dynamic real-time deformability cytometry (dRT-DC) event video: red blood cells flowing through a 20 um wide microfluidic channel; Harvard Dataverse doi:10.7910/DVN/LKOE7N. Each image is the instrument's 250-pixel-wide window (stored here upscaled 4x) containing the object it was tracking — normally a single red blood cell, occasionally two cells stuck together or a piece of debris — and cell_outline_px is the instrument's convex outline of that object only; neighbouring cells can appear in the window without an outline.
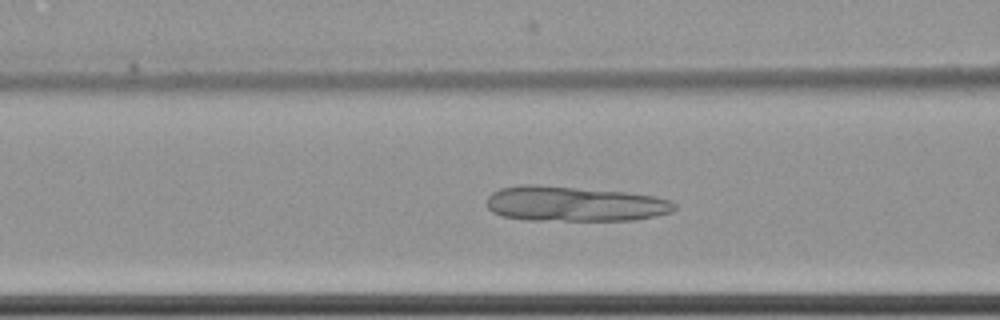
{"species": "common noctule bat (a hibernating species)", "species_latin": "Nyctalus noctula", "temperature_condition": "cold", "stored_images_in_passage": 51, "camera_frame_rate_fps": 3000, "um_per_image_px": 0.085, "animal": {"sex": "female", "body_mass_g": 22.7, "forearm_length_mm": 54.2}, "frame": {"image": 1, "passage_image": 22, "time_ms": 7.0, "image_size_px": [1000, 320], "cell_outline_px": [[676, 208], [672, 212], [656, 216], [632, 220], [528, 220], [504, 216], [492, 212], [488, 208], [488, 196], [492, 192], [500, 188], [520, 184], [536, 184], [628, 192], [656, 196], [668, 200], [676, 204]], "centroid_in_image_um": [48.83, 17.32], "position_along_channel_um": 117.8, "area_um2": 38.55}}
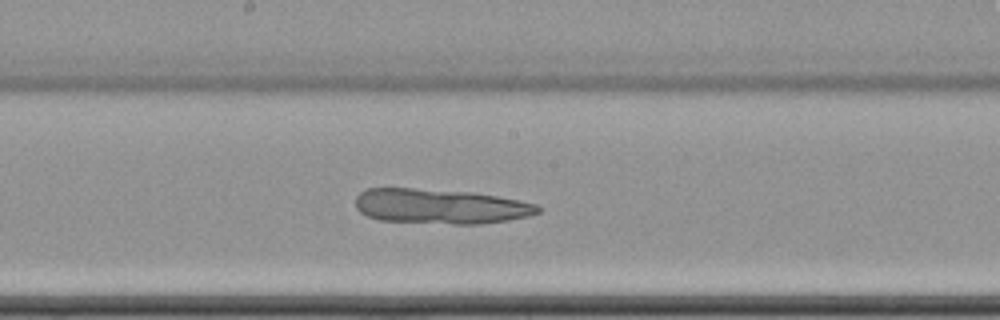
{"frame": {"image": 2, "passage_image": 30, "time_ms": 9.667, "image_size_px": [1000, 320], "cell_outline_px": [[540, 212], [528, 216], [508, 220], [476, 224], [456, 224], [380, 220], [368, 216], [360, 212], [356, 208], [356, 196], [360, 192], [368, 188], [412, 188], [472, 192], [496, 196], [540, 204]], "centroid_in_image_um": [37.43, 17.53], "position_along_channel_um": 210.8, "area_um2": 37.05}}
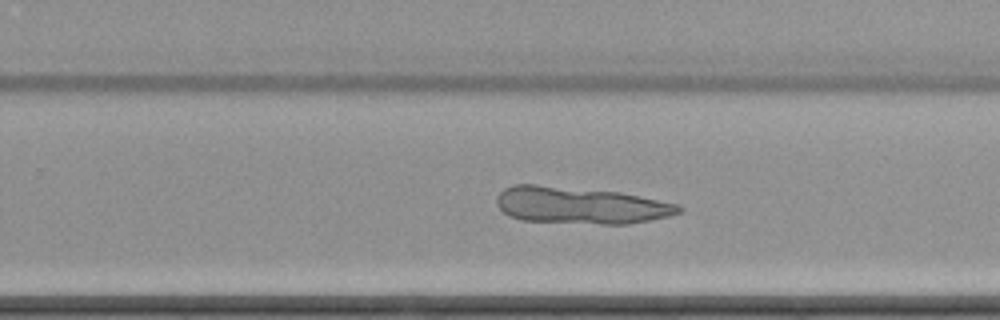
{"frame": {"image": 3, "passage_image": 36, "time_ms": 11.667, "image_size_px": [1000, 320], "cell_outline_px": [[684, 208], [680, 212], [668, 216], [628, 224], [600, 224], [520, 220], [504, 212], [496, 204], [496, 196], [504, 188], [512, 184], [536, 184], [620, 192], [676, 204]], "centroid_in_image_um": [49.28, 17.45], "position_along_channel_um": 280.5, "area_um2": 38.96}}